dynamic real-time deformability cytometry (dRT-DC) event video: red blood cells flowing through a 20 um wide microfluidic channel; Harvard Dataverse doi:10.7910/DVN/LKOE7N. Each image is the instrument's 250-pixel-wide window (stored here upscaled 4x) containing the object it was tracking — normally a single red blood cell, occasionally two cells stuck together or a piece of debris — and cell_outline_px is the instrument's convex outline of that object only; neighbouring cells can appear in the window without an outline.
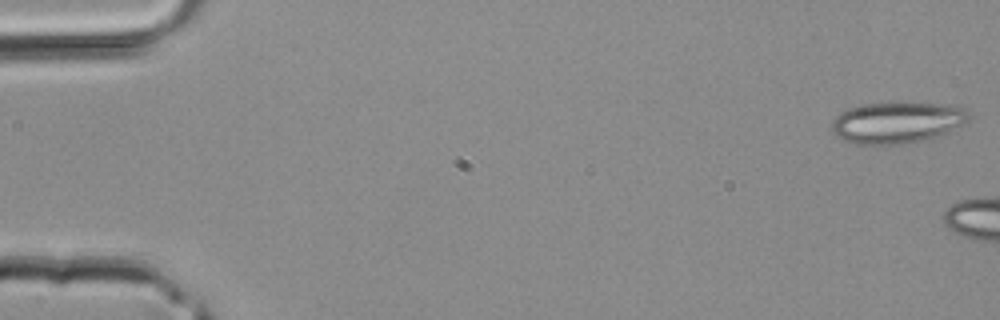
{"species": "common noctule bat (a hibernating species)", "species_latin": "Nyctalus noctula", "temperature_condition": "room temperature", "stored_images_in_passage": 5, "camera_frame_rate_fps": 3000, "um_per_image_px": 0.085, "animal": {"sex": "male", "body_mass_g": 20.4}, "frame": {"image": 1, "passage_image": 1, "time_ms": 0.0, "image_size_px": [1000, 320], "cell_outline_px": [[968, 124], [940, 136], [924, 140], [900, 144], [856, 144], [844, 140], [836, 136], [832, 132], [832, 120], [840, 112], [848, 108], [864, 104], [900, 100], [912, 100], [948, 104], [964, 108], [968, 116]], "centroid_in_image_um": [76.29, 10.37], "position_along_channel_um": 8.7, "area_um2": 34.28}}